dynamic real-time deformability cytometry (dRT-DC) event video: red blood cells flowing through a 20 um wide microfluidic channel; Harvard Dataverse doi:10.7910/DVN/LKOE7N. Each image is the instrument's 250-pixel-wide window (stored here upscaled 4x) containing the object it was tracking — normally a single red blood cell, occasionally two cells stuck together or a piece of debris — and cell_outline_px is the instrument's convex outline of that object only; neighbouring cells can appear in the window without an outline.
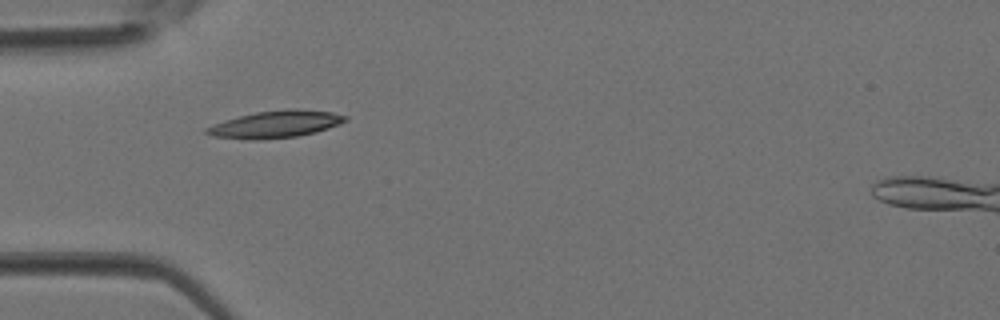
{"species": "Egyptian fruit bat (a non-hibernating species)", "species_latin": "Rousettus aegyptiacus", "temperature_condition": "room temperature", "stored_images_in_passage": 1, "camera_frame_rate_fps": 3000, "um_per_image_px": 0.085, "animal": {"sex": "female"}, "frame": {"image": 1, "passage_image": 1, "time_ms": 0.0, "image_size_px": [1000, 320], "cell_outline_px": [[348, 120], [340, 124], [316, 132], [296, 136], [256, 140], [252, 140], [212, 136], [204, 132], [204, 128], [224, 120], [256, 112], [292, 108], [332, 112], [348, 116]], "centroid_in_image_um": [23.43, 10.56], "position_along_channel_um": 61.6, "area_um2": 21.85}}